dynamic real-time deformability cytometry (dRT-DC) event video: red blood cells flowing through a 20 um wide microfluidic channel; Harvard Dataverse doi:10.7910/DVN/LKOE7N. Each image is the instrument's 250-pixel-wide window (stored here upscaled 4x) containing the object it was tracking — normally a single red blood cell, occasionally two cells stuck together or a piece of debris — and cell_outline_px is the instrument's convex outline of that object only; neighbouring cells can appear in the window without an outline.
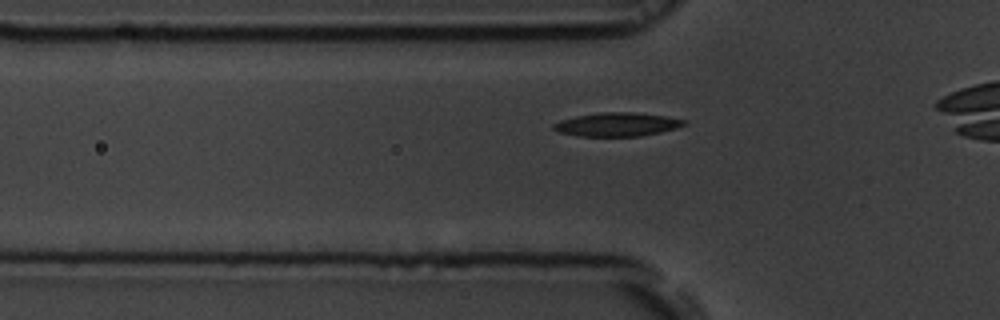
{"species": "common noctule bat (a hibernating species)", "species_latin": "Nyctalus noctula", "temperature_condition": "room temperature", "stored_images_in_passage": 35, "camera_frame_rate_fps": 3000, "um_per_image_px": 0.085, "animal": {"sex": "male", "body_mass_g": 19.5, "forearm_length_mm": 54.6}, "frame": {"image": 1, "passage_image": 8, "time_ms": 2.333, "image_size_px": [1000, 320], "cell_outline_px": [[688, 124], [676, 128], [660, 132], [640, 136], [580, 136], [560, 132], [552, 128], [552, 124], [560, 120], [576, 116], [600, 112], [632, 112], [664, 116], [688, 120]], "centroid_in_image_um": [52.47, 10.57], "position_along_channel_um": 73.3, "area_um2": 17.98}}
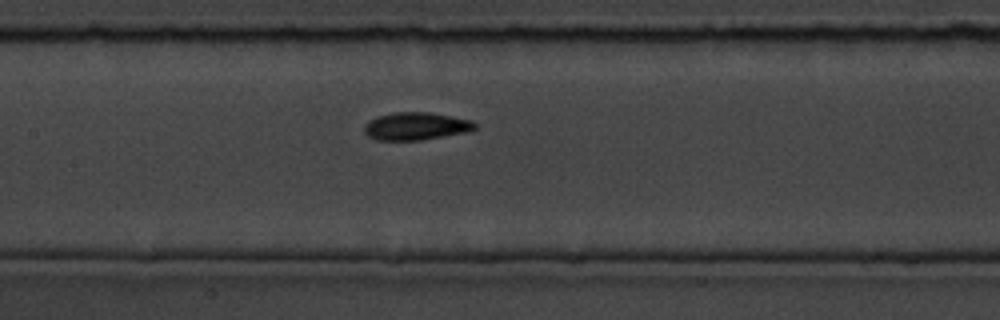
{"frame": {"image": 2, "passage_image": 16, "time_ms": 5.0, "image_size_px": [1000, 320], "cell_outline_px": [[476, 128], [468, 132], [420, 140], [376, 140], [368, 136], [364, 132], [364, 124], [368, 120], [376, 116], [392, 112], [432, 112], [472, 120], [476, 124]], "centroid_in_image_um": [35.33, 10.71], "position_along_channel_um": 172.1, "area_um2": 18.09}}
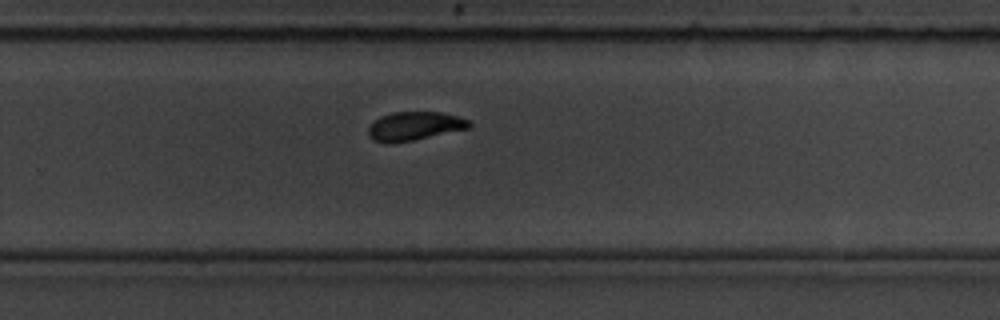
{"frame": {"image": 3, "passage_image": 26, "time_ms": 8.333, "image_size_px": [1000, 320], "cell_outline_px": [[472, 128], [392, 144], [372, 140], [368, 136], [368, 128], [380, 116], [392, 112], [440, 112], [472, 120]], "centroid_in_image_um": [35.26, 10.72], "position_along_channel_um": 294.5, "area_um2": 16.99}}